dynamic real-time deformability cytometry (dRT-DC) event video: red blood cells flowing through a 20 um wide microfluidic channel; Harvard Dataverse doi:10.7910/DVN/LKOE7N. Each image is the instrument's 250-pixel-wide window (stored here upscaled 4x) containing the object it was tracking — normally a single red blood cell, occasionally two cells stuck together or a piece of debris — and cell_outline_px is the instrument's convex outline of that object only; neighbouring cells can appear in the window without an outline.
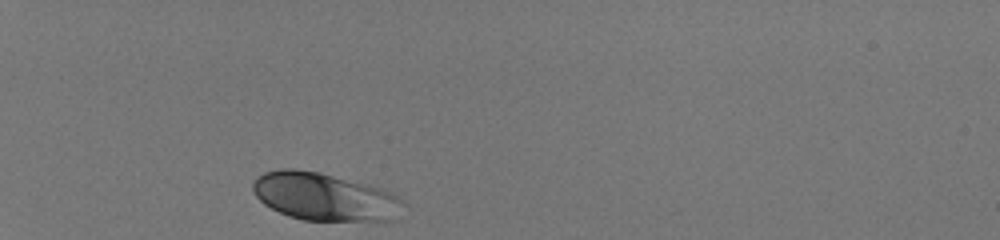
{"species": "human", "species_latin": "Homo sapiens", "temperature_condition": "room temperature", "stored_images_in_passage": 31, "camera_frame_rate_fps": 3000, "um_per_image_px": 0.085, "donor": {"sex": "male"}, "frame": {"image": 1, "passage_image": 1, "time_ms": 0.0, "image_size_px": [1000, 240], "cell_outline_px": [[408, 204], [400, 220], [304, 220], [288, 216], [264, 204], [256, 196], [252, 188], [252, 184], [256, 176], [264, 172], [280, 168], [296, 168], [320, 172], [384, 188], [400, 196]], "centroid_in_image_um": [27.68, 16.72], "position_along_channel_um": 57.3, "area_um2": 42.77}}
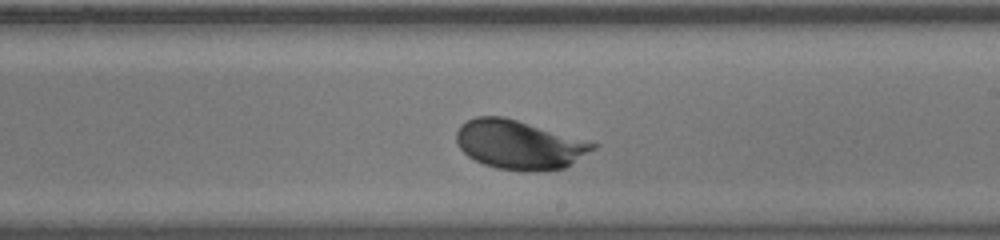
{"frame": {"image": 2, "passage_image": 18, "time_ms": 5.667, "image_size_px": [1000, 240], "cell_outline_px": [[600, 144], [596, 148], [564, 168], [536, 172], [524, 172], [496, 168], [484, 164], [468, 156], [460, 148], [456, 140], [456, 132], [460, 124], [476, 116], [504, 116], [592, 140]], "centroid_in_image_um": [44.19, 12.29], "position_along_channel_um": 244.8, "area_um2": 39.65}}
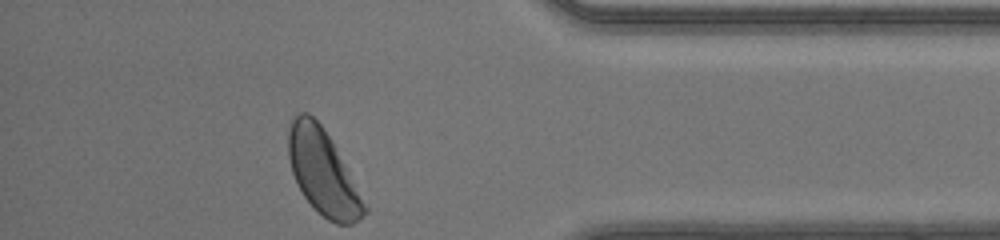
{"frame": {"image": 3, "passage_image": 31, "time_ms": 10.0, "image_size_px": [1000, 240], "cell_outline_px": [[368, 212], [352, 224], [336, 224], [328, 220], [304, 196], [292, 172], [288, 156], [288, 132], [292, 116], [300, 112], [308, 112], [320, 124], [332, 140], [368, 208]], "centroid_in_image_um": [27.44, 14.61], "position_along_channel_um": 407.8, "area_um2": 37.11}, "authors_computed_cell_mechanics": {"area_um2": 38.726, "velocity_mm_per_s": 4.0621, "shape_relaxation_time_tau1_ms": 1.9214, "shape_relaxation_time_tau2_ms": null, "deformation_change_tau1": 0.1198, "deformation_change_tau2": null}}